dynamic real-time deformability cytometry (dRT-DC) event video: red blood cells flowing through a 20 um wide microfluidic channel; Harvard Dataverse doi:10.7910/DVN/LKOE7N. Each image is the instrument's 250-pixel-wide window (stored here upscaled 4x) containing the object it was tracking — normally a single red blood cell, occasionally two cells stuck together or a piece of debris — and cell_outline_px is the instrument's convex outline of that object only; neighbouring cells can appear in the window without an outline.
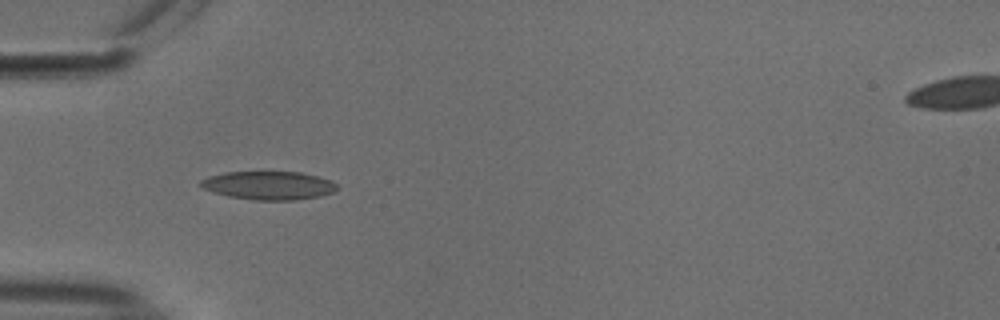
{"species": "common noctule bat (a hibernating species)", "species_latin": "Nyctalus noctula", "temperature_condition": "cold", "stored_images_in_passage": 39, "camera_frame_rate_fps": 3000, "um_per_image_px": 0.085, "animal": {"sex": "male", "body_mass_g": 18.8}, "frame": {"image": 1, "passage_image": 4, "time_ms": 1.0, "image_size_px": [1000, 320], "cell_outline_px": [[336, 188], [332, 192], [320, 196], [296, 200], [256, 200], [228, 196], [212, 192], [204, 188], [200, 184], [200, 180], [208, 176], [224, 172], [300, 172], [332, 180], [336, 184]], "centroid_in_image_um": [22.82, 15.76], "position_along_channel_um": 62.2, "area_um2": 22.48}}
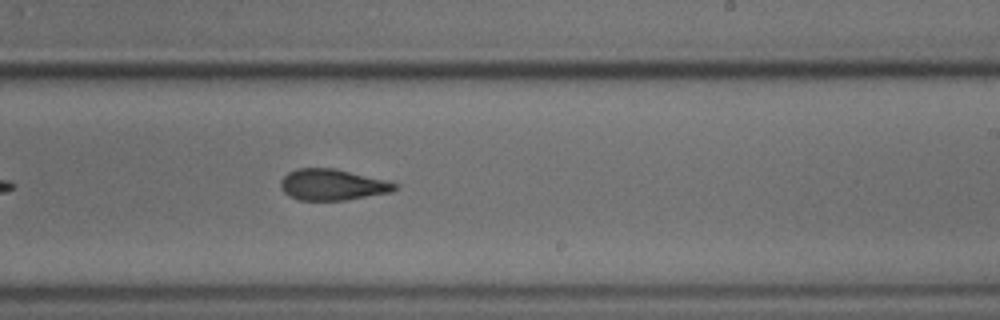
{"frame": {"image": 2, "passage_image": 20, "time_ms": 6.333, "image_size_px": [1000, 320], "cell_outline_px": [[396, 188], [392, 192], [344, 200], [300, 200], [288, 196], [280, 188], [280, 180], [288, 172], [296, 168], [332, 168], [384, 180], [396, 184]], "centroid_in_image_um": [28.18, 15.7], "position_along_channel_um": 260.8, "area_um2": 20.46}}
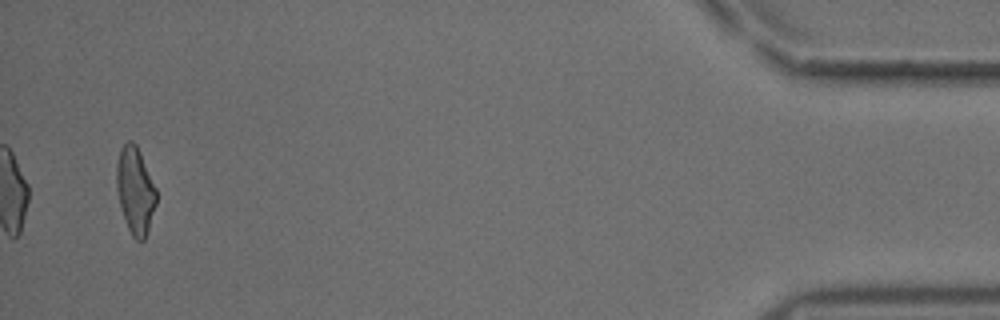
{"frame": {"image": 3, "passage_image": 39, "time_ms": 12.667, "image_size_px": [1000, 320], "cell_outline_px": [[156, 204], [148, 232], [144, 240], [136, 240], [132, 236], [128, 228], [120, 204], [116, 188], [116, 164], [120, 148], [128, 140], [132, 140], [136, 144], [140, 152], [156, 188]], "centroid_in_image_um": [11.49, 16.17], "position_along_channel_um": 423.7, "area_um2": 20.11}, "authors_computed_cell_mechanics": {"area_um2": 20.9236, "velocity_mm_per_s": 3.7778, "shape_relaxation_time_tau1_ms": 6.8454, "shape_relaxation_time_tau2_ms": 2.3773, "deformation_change_tau1": 0.1553, "deformation_change_tau2": 0.0917}}